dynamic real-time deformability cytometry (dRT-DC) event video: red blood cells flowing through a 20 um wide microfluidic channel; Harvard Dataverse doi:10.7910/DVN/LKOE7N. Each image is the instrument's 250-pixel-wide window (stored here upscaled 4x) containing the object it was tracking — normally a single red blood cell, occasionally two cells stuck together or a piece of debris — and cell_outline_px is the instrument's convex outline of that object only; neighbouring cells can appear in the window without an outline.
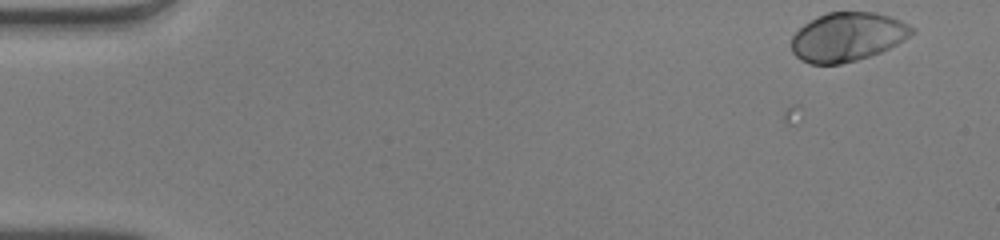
{"species": "human", "species_latin": "Homo sapiens", "temperature_condition": "warm", "stored_images_in_passage": 48, "camera_frame_rate_fps": 3000, "um_per_image_px": 0.085, "donor": {"sex": "male"}, "frame": {"image": 1, "passage_image": 1, "time_ms": 0.0, "image_size_px": [1000, 240], "cell_outline_px": [[916, 32], [904, 40], [880, 52], [856, 60], [840, 64], [812, 64], [800, 60], [792, 52], [792, 36], [804, 24], [816, 16], [828, 12], [876, 12], [900, 20], [916, 28]], "centroid_in_image_um": [72.04, 3.13], "position_along_channel_um": 13.0, "area_um2": 34.28}}
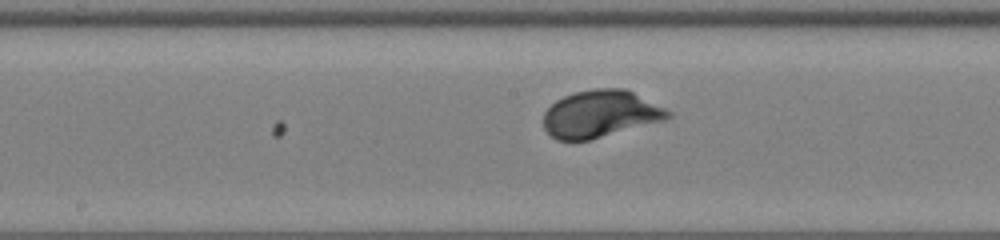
{"frame": {"image": 2, "passage_image": 25, "time_ms": 8.0, "image_size_px": [1000, 240], "cell_outline_px": [[672, 116], [664, 120], [588, 140], [556, 140], [544, 128], [544, 112], [556, 100], [564, 96], [576, 92], [596, 88], [624, 88], [672, 112]], "centroid_in_image_um": [51.01, 9.68], "position_along_channel_um": 197.2, "area_um2": 33.7}}
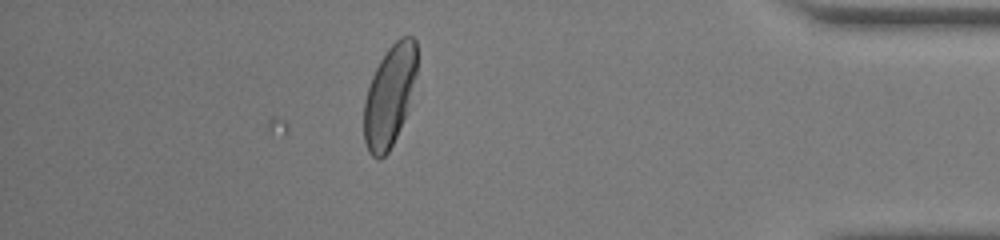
{"frame": {"image": 3, "passage_image": 43, "time_ms": 14.0, "image_size_px": [1000, 240], "cell_outline_px": [[416, 72], [404, 116], [396, 136], [388, 152], [380, 160], [376, 160], [368, 152], [364, 140], [364, 100], [372, 76], [380, 60], [388, 48], [400, 36], [412, 36], [416, 40]], "centroid_in_image_um": [33.07, 8.15], "position_along_channel_um": 402.1, "area_um2": 30.63}, "authors_computed_cell_mechanics": {"area_um2": 33.1483, "velocity_mm_per_s": 4.0586, "shape_relaxation_time_tau1_ms": 1.6442, "shape_relaxation_time_tau2_ms": null, "deformation_change_tau1": 0.1536, "deformation_change_tau2": null}}